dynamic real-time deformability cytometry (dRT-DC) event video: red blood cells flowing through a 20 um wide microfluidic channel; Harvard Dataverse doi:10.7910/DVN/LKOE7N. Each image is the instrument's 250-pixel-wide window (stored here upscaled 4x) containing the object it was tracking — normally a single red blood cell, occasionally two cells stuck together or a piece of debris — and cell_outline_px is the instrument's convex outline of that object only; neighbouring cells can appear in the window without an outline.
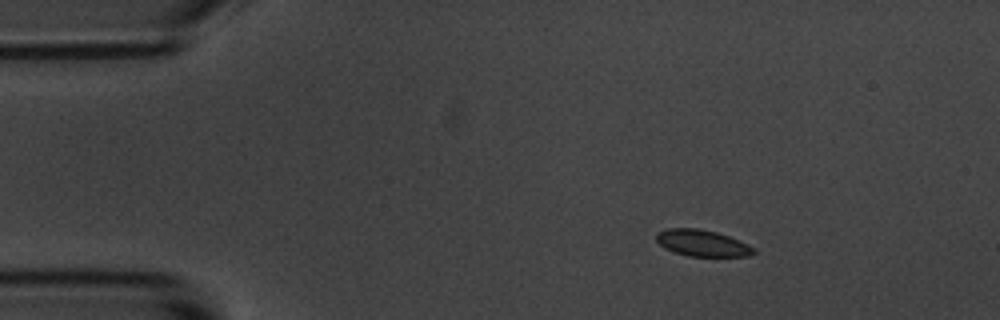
{"species": "common noctule bat (a hibernating species)", "species_latin": "Nyctalus noctula", "temperature_condition": "room temperature", "stored_images_in_passage": 10, "camera_frame_rate_fps": 3000, "um_per_image_px": 0.085, "animal": {"sex": "male", "body_mass_g": 20.1, "forearm_length_mm": 53.5}, "frame": {"image": 1, "passage_image": 1, "time_ms": 0.0, "image_size_px": [1000, 320], "cell_outline_px": [[756, 252], [748, 256], [688, 256], [664, 248], [656, 240], [656, 232], [668, 228], [696, 228], [716, 232], [740, 240], [756, 248]], "centroid_in_image_um": [59.7, 20.66], "position_along_channel_um": 25.3, "area_um2": 15.03}}
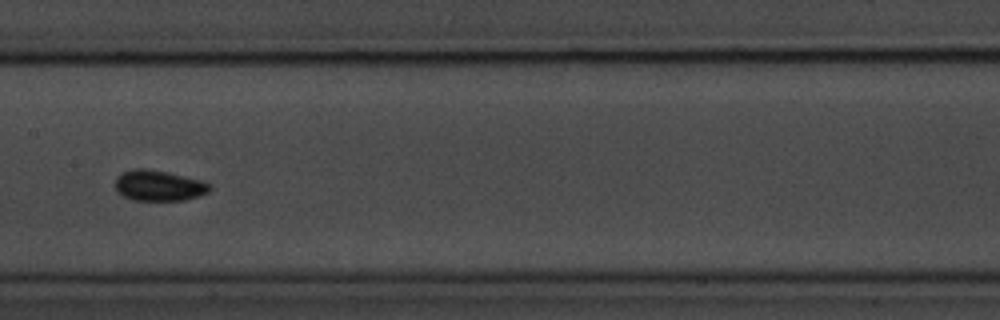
{"frame": {"image": 2, "passage_image": 6, "time_ms": 6.667, "image_size_px": [1000, 320], "cell_outline_px": [[212, 188], [208, 192], [200, 196], [184, 200], [132, 200], [116, 192], [116, 176], [120, 172], [132, 168], [144, 168], [184, 176], [200, 180], [212, 184]], "centroid_in_image_um": [13.48, 15.77], "position_along_channel_um": 193.9, "area_um2": 16.99}}
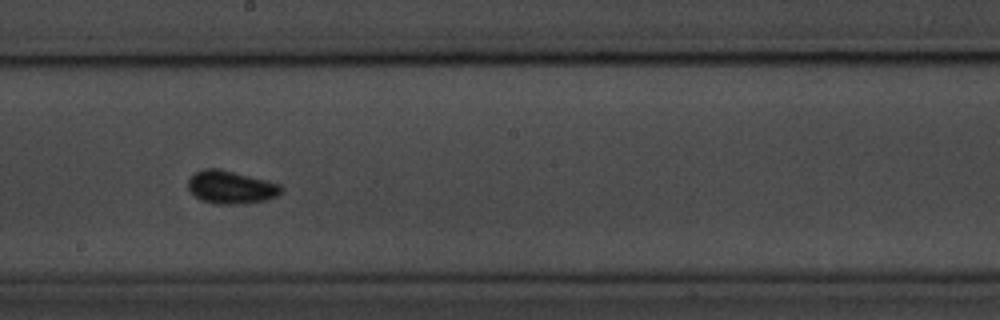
{"frame": {"image": 3, "passage_image": 7, "time_ms": 7.667, "image_size_px": [1000, 320], "cell_outline_px": [[284, 188], [276, 196], [264, 200], [244, 204], [216, 204], [200, 200], [188, 188], [188, 180], [196, 172], [208, 168], [216, 168], [280, 184]], "centroid_in_image_um": [19.62, 15.93], "position_along_channel_um": 228.6, "area_um2": 17.51}}